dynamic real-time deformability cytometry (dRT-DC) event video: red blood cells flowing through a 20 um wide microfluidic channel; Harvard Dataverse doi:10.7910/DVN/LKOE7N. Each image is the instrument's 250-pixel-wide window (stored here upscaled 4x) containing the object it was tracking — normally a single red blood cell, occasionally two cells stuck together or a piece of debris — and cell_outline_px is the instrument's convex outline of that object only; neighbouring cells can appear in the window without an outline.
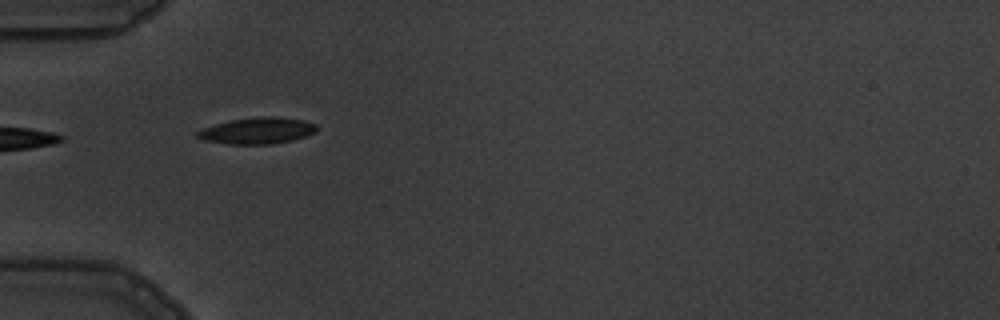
{"species": "common noctule bat (a hibernating species)", "species_latin": "Nyctalus noctula", "temperature_condition": "warm", "stored_images_in_passage": 2, "camera_frame_rate_fps": 3000, "um_per_image_px": 0.085, "animal": {"sex": "male", "body_mass_g": 19.5, "forearm_length_mm": 54.6}, "frame": {"image": 1, "passage_image": 1, "time_ms": 0.0, "image_size_px": [1000, 320], "cell_outline_px": [[316, 132], [292, 140], [272, 144], [228, 144], [204, 140], [196, 136], [196, 132], [200, 128], [232, 120], [260, 116], [276, 116], [304, 120], [316, 124]], "centroid_in_image_um": [21.86, 11.1], "position_along_channel_um": 63.1, "area_um2": 18.32}}